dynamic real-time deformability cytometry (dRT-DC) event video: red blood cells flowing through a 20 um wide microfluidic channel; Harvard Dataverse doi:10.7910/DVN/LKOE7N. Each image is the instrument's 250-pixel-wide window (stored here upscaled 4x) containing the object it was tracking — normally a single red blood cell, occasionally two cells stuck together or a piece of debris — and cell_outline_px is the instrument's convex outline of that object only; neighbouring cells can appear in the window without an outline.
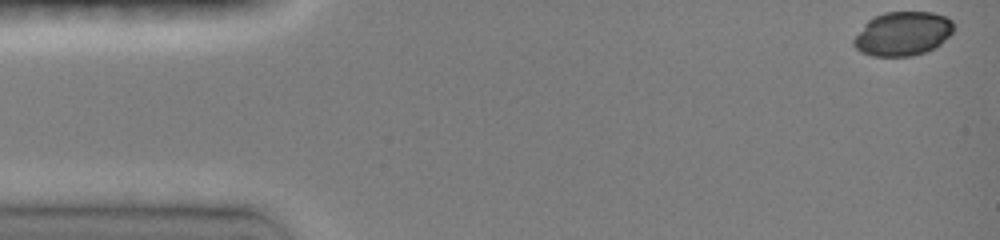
{"species": "common noctule bat (a hibernating species)", "species_latin": "Nyctalus noctula", "temperature_condition": "room temperature", "stored_images_in_passage": 4, "camera_frame_rate_fps": 3000, "um_per_image_px": 0.085, "animal": {"sex": "female", "body_mass_g": 19.0, "forearm_length_mm": 51.5}, "frame": {"image": 1, "passage_image": 1, "time_ms": 0.0, "image_size_px": [1000, 240], "cell_outline_px": [[956, 28], [936, 48], [912, 56], [872, 56], [860, 52], [852, 44], [852, 40], [864, 24], [868, 20], [884, 12], [932, 12], [944, 16], [952, 20], [956, 24]], "centroid_in_image_um": [76.74, 2.86], "position_along_channel_um": 8.3, "area_um2": 25.84}}